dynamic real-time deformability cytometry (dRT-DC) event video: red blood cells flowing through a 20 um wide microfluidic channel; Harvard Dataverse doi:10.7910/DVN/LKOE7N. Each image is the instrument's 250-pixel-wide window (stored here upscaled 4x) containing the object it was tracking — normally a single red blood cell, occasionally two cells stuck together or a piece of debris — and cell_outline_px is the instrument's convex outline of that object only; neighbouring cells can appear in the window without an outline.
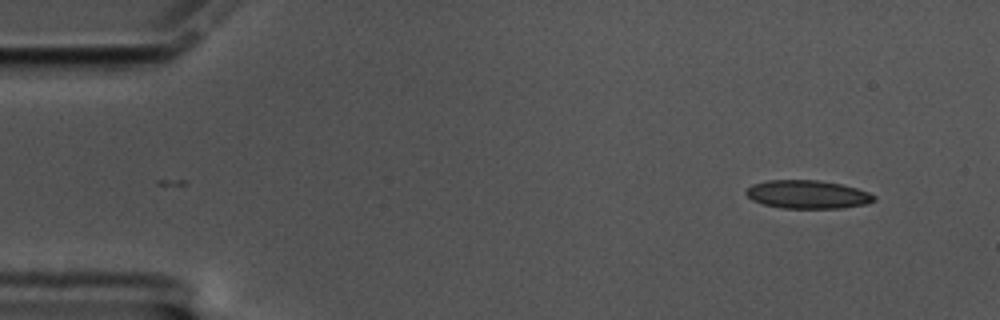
{"species": "common noctule bat (a hibernating species)", "species_latin": "Nyctalus noctula", "temperature_condition": "cold", "stored_images_in_passage": 55, "camera_frame_rate_fps": 3000, "um_per_image_px": 0.085, "animal": {"sex": "male", "body_mass_g": 17.5, "forearm_length_mm": 52.3}, "frame": {"image": 1, "passage_image": 1, "time_ms": 0.0, "image_size_px": [1000, 320], "cell_outline_px": [[876, 200], [868, 204], [840, 208], [784, 208], [764, 204], [752, 200], [744, 192], [752, 184], [768, 180], [820, 180], [840, 184], [856, 188], [868, 192], [876, 196]], "centroid_in_image_um": [68.66, 16.52], "position_along_channel_um": 16.3, "area_um2": 21.1}}
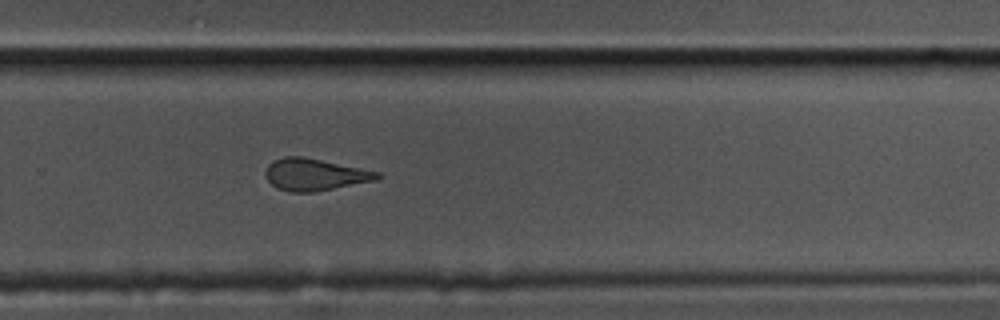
{"frame": {"image": 2, "passage_image": 35, "time_ms": 11.333, "image_size_px": [1000, 320], "cell_outline_px": [[384, 176], [376, 180], [316, 192], [292, 192], [276, 188], [264, 176], [264, 172], [268, 164], [272, 160], [284, 156], [304, 156], [380, 172]], "centroid_in_image_um": [26.74, 14.83], "position_along_channel_um": 303.1, "area_um2": 21.1}}
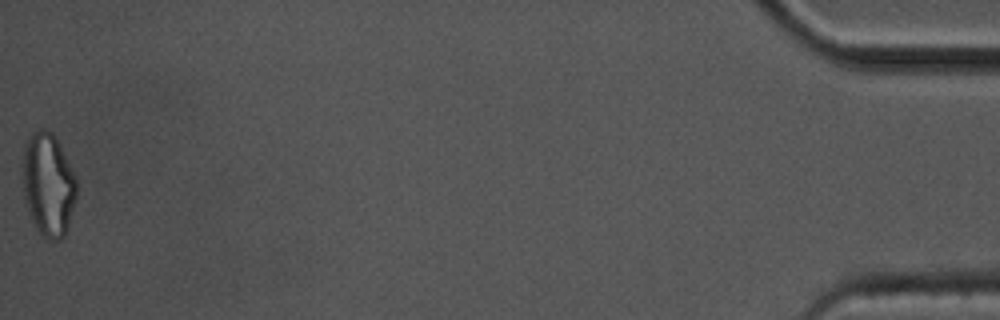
{"frame": {"image": 3, "passage_image": 55, "time_ms": 18.0, "image_size_px": [1000, 320], "cell_outline_px": [[76, 196], [68, 224], [64, 236], [60, 240], [52, 240], [44, 236], [36, 228], [32, 220], [24, 200], [20, 172], [24, 140], [28, 132], [40, 128], [44, 128], [52, 132], [60, 144], [76, 176]], "centroid_in_image_um": [4.04, 15.59], "position_along_channel_um": 431.2, "area_um2": 33.29}, "authors_computed_cell_mechanics": {"area_um2": 21.5594, "velocity_mm_per_s": 3.3956, "shape_relaxation_time_tau1_ms": null, "shape_relaxation_time_tau2_ms": 3.0363, "deformation_change_tau1": null, "deformation_change_tau2": 0.0925}}